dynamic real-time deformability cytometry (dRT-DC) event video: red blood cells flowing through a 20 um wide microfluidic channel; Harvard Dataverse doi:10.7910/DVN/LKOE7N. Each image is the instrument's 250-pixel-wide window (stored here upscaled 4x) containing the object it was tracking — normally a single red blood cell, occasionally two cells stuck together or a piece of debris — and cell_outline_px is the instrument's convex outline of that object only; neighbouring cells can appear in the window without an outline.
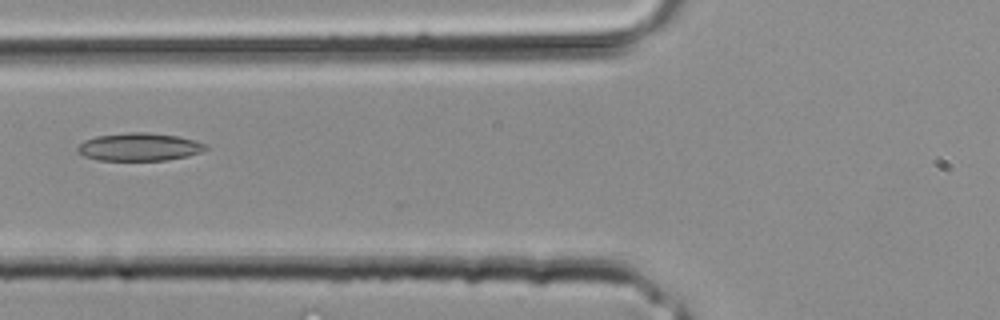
{"species": "common noctule bat (a hibernating species)", "species_latin": "Nyctalus noctula", "temperature_condition": "room temperature", "stored_images_in_passage": 14, "camera_frame_rate_fps": 3000, "um_per_image_px": 0.085, "animal": {"sex": "male", "body_mass_g": 20.4}, "frame": {"image": 1, "passage_image": 5, "time_ms": 1.333, "image_size_px": [1000, 320], "cell_outline_px": [[208, 148], [200, 152], [188, 156], [168, 160], [96, 160], [84, 156], [76, 148], [84, 140], [96, 136], [128, 132], [148, 132], [180, 136], [208, 144]], "centroid_in_image_um": [11.87, 12.48], "position_along_channel_um": 113.9, "area_um2": 20.92}}
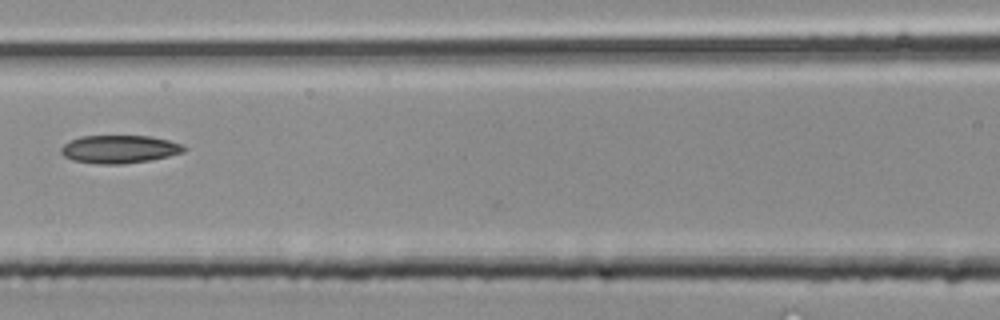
{"frame": {"image": 2, "passage_image": 7, "time_ms": 2.0, "image_size_px": [1000, 320], "cell_outline_px": [[188, 148], [184, 152], [168, 156], [148, 160], [120, 164], [96, 164], [72, 160], [64, 156], [60, 152], [60, 148], [68, 140], [80, 136], [152, 136], [184, 144]], "centroid_in_image_um": [10.14, 12.67], "position_along_channel_um": 156.5, "area_um2": 20.23}}
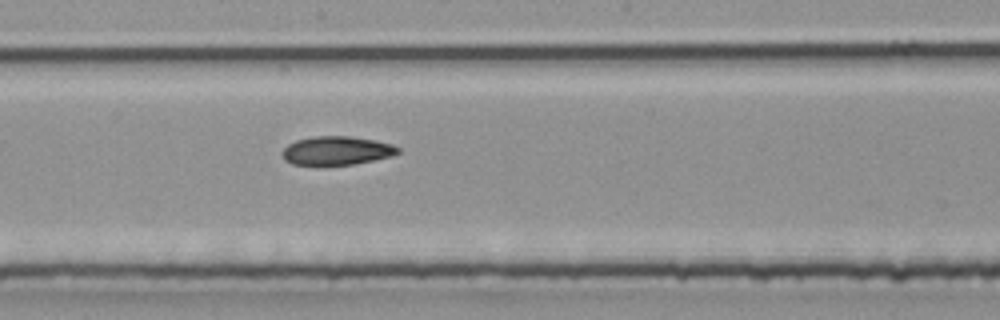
{"frame": {"image": 3, "passage_image": 10, "time_ms": 3.0, "image_size_px": [1000, 320], "cell_outline_px": [[400, 152], [392, 156], [352, 164], [316, 168], [292, 164], [284, 160], [280, 152], [288, 144], [296, 140], [312, 136], [348, 136], [376, 140], [392, 144], [400, 148]], "centroid_in_image_um": [28.54, 12.84], "position_along_channel_um": 219.7, "area_um2": 20.11}}